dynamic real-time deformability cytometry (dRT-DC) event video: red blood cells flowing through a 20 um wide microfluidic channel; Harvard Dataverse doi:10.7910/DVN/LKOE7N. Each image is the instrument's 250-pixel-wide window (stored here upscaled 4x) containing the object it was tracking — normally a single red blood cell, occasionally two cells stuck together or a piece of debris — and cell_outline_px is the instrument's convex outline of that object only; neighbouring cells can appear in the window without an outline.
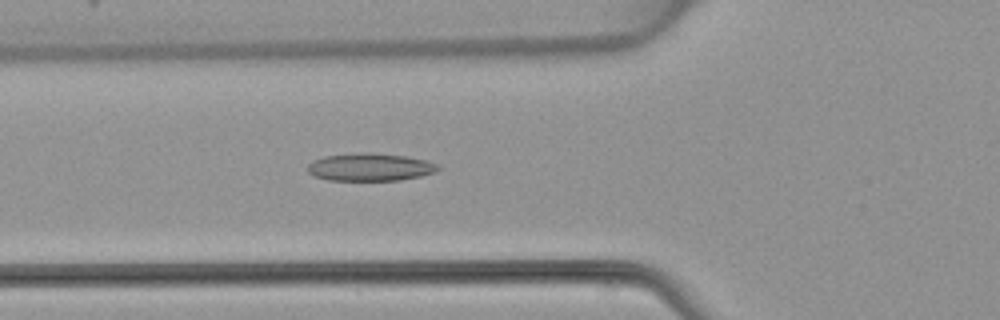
{"species": "common noctule bat (a hibernating species)", "species_latin": "Nyctalus noctula", "temperature_condition": "warm", "stored_images_in_passage": 44, "camera_frame_rate_fps": 3000, "um_per_image_px": 0.085, "animal": {"sex": "female", "body_mass_g": 22.7, "forearm_length_mm": 54.2}, "frame": {"image": 1, "passage_image": 13, "time_ms": 4.0, "image_size_px": [1000, 320], "cell_outline_px": [[440, 168], [436, 172], [420, 176], [400, 180], [328, 180], [312, 176], [308, 172], [308, 164], [312, 160], [324, 156], [360, 152], [372, 152], [404, 156], [428, 160], [440, 164]], "centroid_in_image_um": [31.46, 14.19], "position_along_channel_um": 94.3, "area_um2": 21.33}}
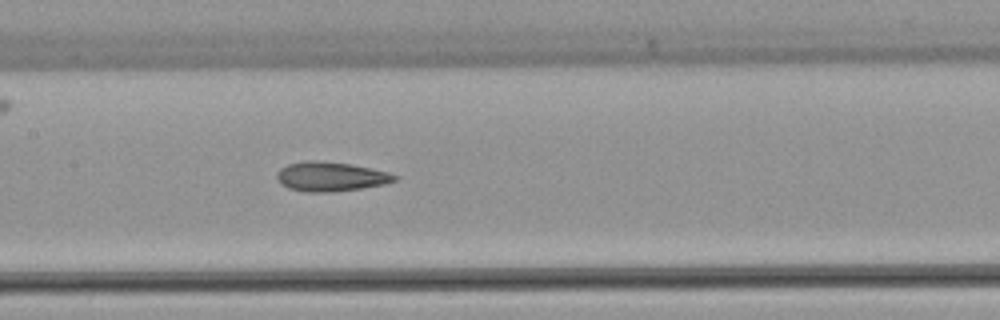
{"frame": {"image": 2, "passage_image": 19, "time_ms": 6.0, "image_size_px": [1000, 320], "cell_outline_px": [[400, 176], [396, 180], [384, 184], [360, 188], [332, 192], [304, 192], [288, 188], [280, 184], [276, 180], [276, 172], [280, 168], [288, 164], [308, 160], [312, 160], [352, 164], [388, 172]], "centroid_in_image_um": [28.07, 15.01], "position_along_channel_um": 179.3, "area_um2": 20.29}}
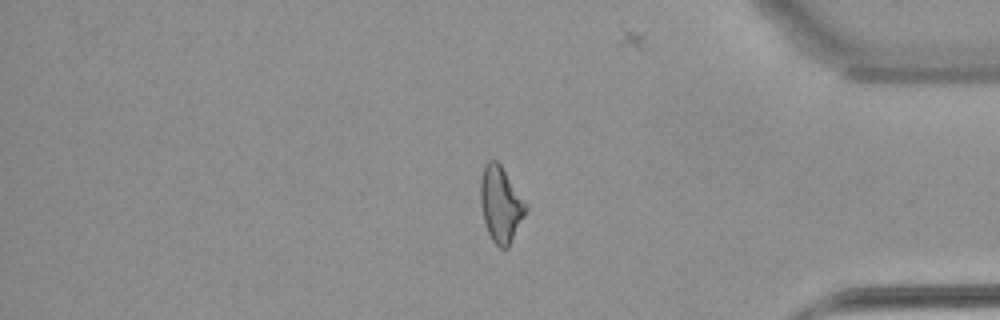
{"frame": {"image": 3, "passage_image": 36, "time_ms": 11.667, "image_size_px": [1000, 320], "cell_outline_px": [[528, 208], [508, 248], [500, 248], [492, 240], [488, 232], [484, 220], [480, 204], [480, 180], [484, 164], [488, 160], [496, 160], [500, 164], [528, 204]], "centroid_in_image_um": [42.56, 17.34], "position_along_channel_um": 392.6, "area_um2": 20.06}}